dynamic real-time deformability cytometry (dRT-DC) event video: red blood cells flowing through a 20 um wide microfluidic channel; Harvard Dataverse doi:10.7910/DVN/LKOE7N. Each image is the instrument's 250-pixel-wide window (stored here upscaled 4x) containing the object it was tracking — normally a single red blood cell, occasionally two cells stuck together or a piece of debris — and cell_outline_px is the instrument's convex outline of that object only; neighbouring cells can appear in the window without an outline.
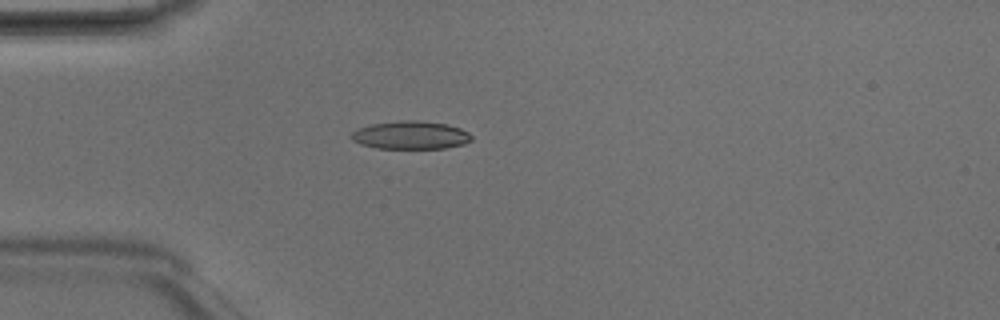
{"species": "Egyptian fruit bat (a non-hibernating species)", "species_latin": "Rousettus aegyptiacus", "temperature_condition": "room temperature", "stored_images_in_passage": 4, "camera_frame_rate_fps": 3000, "um_per_image_px": 0.085, "animal": {"sex": "male"}, "frame": {"image": 1, "passage_image": 4, "time_ms": 1.0, "image_size_px": [1000, 320], "cell_outline_px": [[472, 140], [464, 144], [444, 148], [376, 148], [360, 144], [352, 140], [352, 132], [356, 128], [372, 124], [400, 120], [416, 120], [448, 124], [460, 128], [468, 132], [472, 136]], "centroid_in_image_um": [34.9, 11.48], "position_along_channel_um": 50.1, "area_um2": 19.71}}